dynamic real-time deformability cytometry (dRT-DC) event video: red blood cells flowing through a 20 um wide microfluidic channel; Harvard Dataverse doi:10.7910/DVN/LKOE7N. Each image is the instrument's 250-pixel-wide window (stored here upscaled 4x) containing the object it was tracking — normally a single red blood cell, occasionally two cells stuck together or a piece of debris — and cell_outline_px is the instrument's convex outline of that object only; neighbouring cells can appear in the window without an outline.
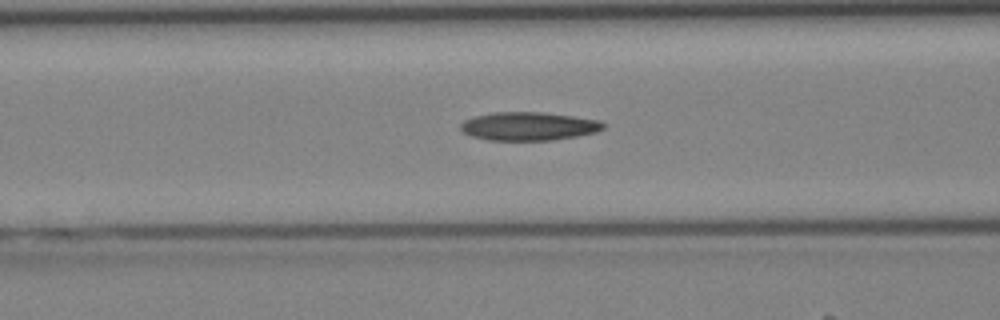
{"species": "Egyptian fruit bat (a non-hibernating species)", "species_latin": "Rousettus aegyptiacus", "temperature_condition": "cold", "stored_images_in_passage": 41, "camera_frame_rate_fps": 3000, "um_per_image_px": 0.085, "animal": {"sex": "female"}, "frame": {"image": 1, "passage_image": 17, "time_ms": 5.333, "image_size_px": [1000, 320], "cell_outline_px": [[608, 124], [604, 128], [596, 132], [576, 136], [552, 140], [488, 140], [472, 136], [464, 132], [460, 128], [460, 124], [464, 120], [472, 116], [492, 112], [540, 112], [572, 116], [600, 120]], "centroid_in_image_um": [44.94, 10.72], "position_along_channel_um": 121.7, "area_um2": 23.7}}
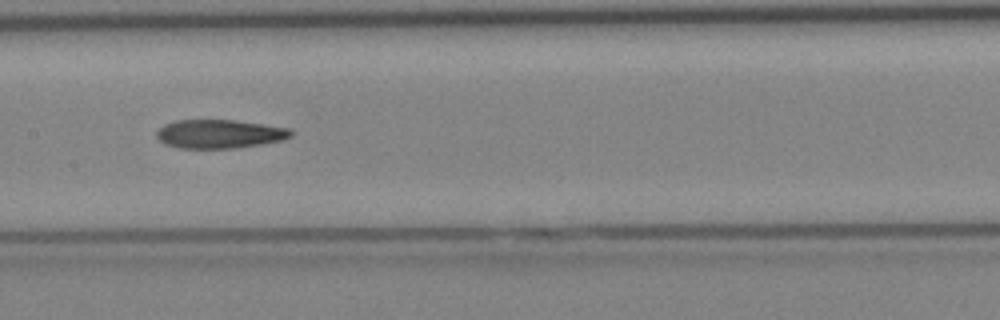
{"frame": {"image": 2, "passage_image": 21, "time_ms": 6.667, "image_size_px": [1000, 320], "cell_outline_px": [[296, 132], [292, 136], [280, 140], [264, 144], [236, 148], [180, 148], [164, 144], [156, 136], [156, 132], [164, 124], [176, 120], [232, 120], [292, 128]], "centroid_in_image_um": [18.69, 11.38], "position_along_channel_um": 188.7, "area_um2": 22.6}}
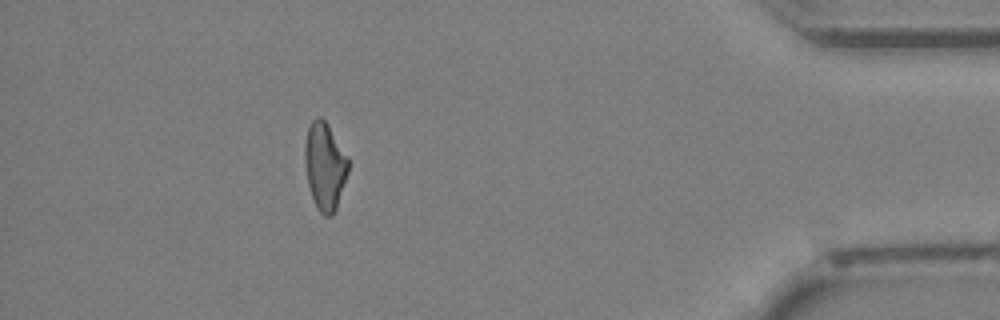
{"frame": {"image": 3, "passage_image": 37, "time_ms": 12.0, "image_size_px": [1000, 320], "cell_outline_px": [[348, 172], [336, 208], [332, 216], [324, 216], [316, 208], [308, 184], [304, 164], [304, 144], [308, 128], [312, 120], [316, 116], [320, 116], [328, 124], [348, 160]], "centroid_in_image_um": [27.58, 14.12], "position_along_channel_um": 407.6, "area_um2": 21.96}}